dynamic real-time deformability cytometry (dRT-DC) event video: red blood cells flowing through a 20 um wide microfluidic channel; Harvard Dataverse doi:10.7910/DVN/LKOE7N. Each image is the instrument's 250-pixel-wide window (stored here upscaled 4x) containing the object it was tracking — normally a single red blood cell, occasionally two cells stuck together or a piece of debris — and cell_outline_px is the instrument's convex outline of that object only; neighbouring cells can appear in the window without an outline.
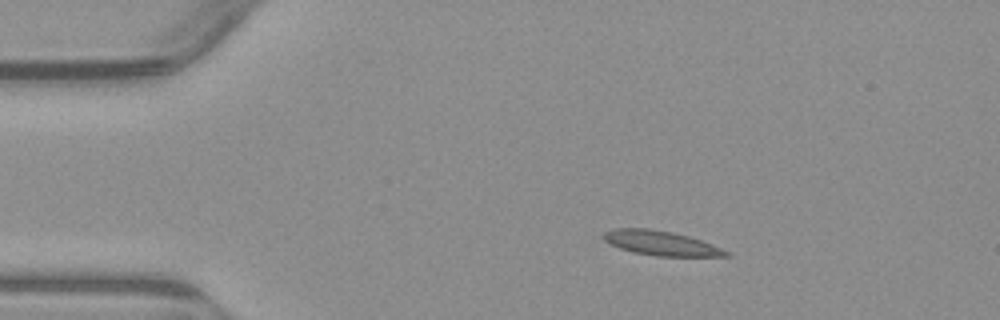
{"species": "common noctule bat (a hibernating species)", "species_latin": "Nyctalus noctula", "temperature_condition": "warm", "stored_images_in_passage": 5, "camera_frame_rate_fps": 3000, "um_per_image_px": 0.085, "animal": {"sex": "male", "body_mass_g": 23.1, "forearm_length_mm": 52.7}, "frame": {"image": 1, "passage_image": 1, "time_ms": 0.0, "image_size_px": [1000, 320], "cell_outline_px": [[732, 256], [656, 256], [632, 252], [620, 248], [604, 240], [600, 236], [604, 232], [612, 228], [648, 228], [672, 232], [688, 236], [712, 244], [732, 252]], "centroid_in_image_um": [56.18, 20.66], "position_along_channel_um": 28.8, "area_um2": 17.63}}
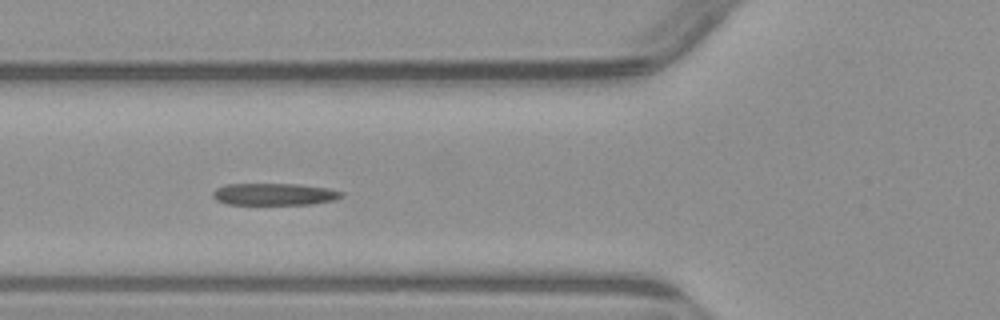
{"frame": {"image": 2, "passage_image": 4, "time_ms": 3.333, "image_size_px": [1000, 320], "cell_outline_px": [[344, 196], [336, 200], [312, 204], [228, 204], [216, 200], [212, 196], [212, 192], [216, 188], [228, 184], [300, 184], [328, 188], [344, 192]], "centroid_in_image_um": [23.35, 16.5], "position_along_channel_um": 102.4, "area_um2": 16.59}}
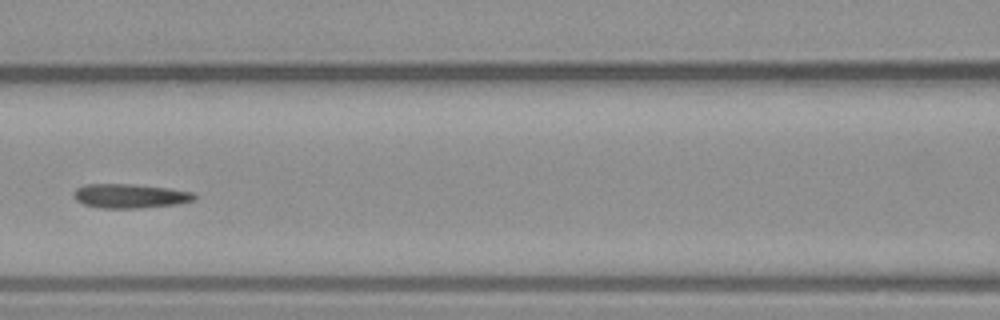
{"frame": {"image": 3, "passage_image": 5, "time_ms": 4.667, "image_size_px": [1000, 320], "cell_outline_px": [[196, 200], [176, 204], [140, 208], [100, 208], [84, 204], [76, 200], [72, 196], [72, 192], [76, 188], [84, 184], [132, 184], [168, 188], [196, 192]], "centroid_in_image_um": [11.05, 16.65], "position_along_channel_um": 155.6, "area_um2": 17.22}}